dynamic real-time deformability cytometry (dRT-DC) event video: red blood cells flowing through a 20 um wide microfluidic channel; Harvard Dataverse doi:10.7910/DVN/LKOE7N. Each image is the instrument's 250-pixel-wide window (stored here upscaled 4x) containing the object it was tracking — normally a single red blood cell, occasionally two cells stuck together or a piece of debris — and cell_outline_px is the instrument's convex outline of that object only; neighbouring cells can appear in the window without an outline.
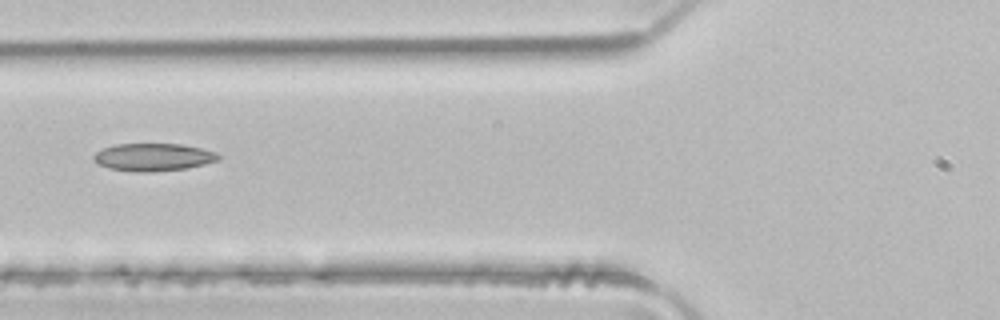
{"species": "common noctule bat (a hibernating species)", "species_latin": "Nyctalus noctula", "temperature_condition": "room temperature", "stored_images_in_passage": 5, "camera_frame_rate_fps": 3000, "um_per_image_px": 0.085, "animal": {"sex": "male", "body_mass_g": 21.5, "forearm_length_mm": 52.0}, "frame": {"image": 1, "passage_image": 4, "time_ms": 1.0, "image_size_px": [1000, 320], "cell_outline_px": [[220, 160], [188, 168], [152, 172], [136, 172], [108, 168], [96, 164], [92, 160], [92, 156], [96, 152], [104, 148], [116, 144], [180, 144], [200, 148], [216, 152], [220, 156]], "centroid_in_image_um": [13.0, 13.36], "position_along_channel_um": 112.8, "area_um2": 20.23}}
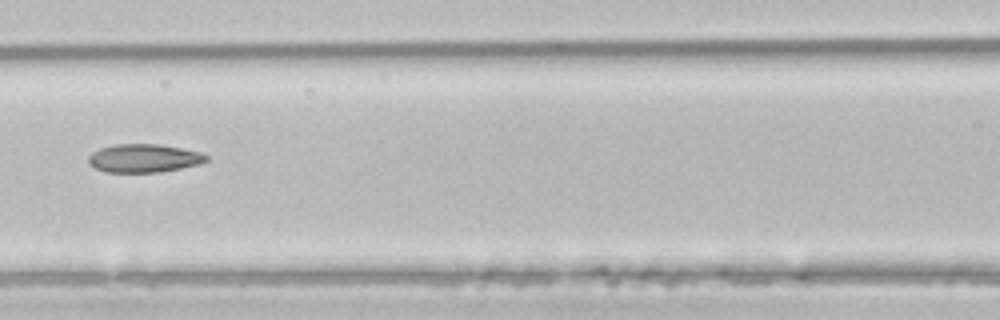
{"frame": {"image": 2, "passage_image": 5, "time_ms": 1.333, "image_size_px": [1000, 320], "cell_outline_px": [[208, 160], [200, 164], [160, 172], [104, 172], [88, 164], [88, 156], [92, 152], [100, 148], [116, 144], [160, 144], [184, 148], [200, 152], [208, 156]], "centroid_in_image_um": [12.23, 13.44], "position_along_channel_um": 154.4, "area_um2": 19.59}}